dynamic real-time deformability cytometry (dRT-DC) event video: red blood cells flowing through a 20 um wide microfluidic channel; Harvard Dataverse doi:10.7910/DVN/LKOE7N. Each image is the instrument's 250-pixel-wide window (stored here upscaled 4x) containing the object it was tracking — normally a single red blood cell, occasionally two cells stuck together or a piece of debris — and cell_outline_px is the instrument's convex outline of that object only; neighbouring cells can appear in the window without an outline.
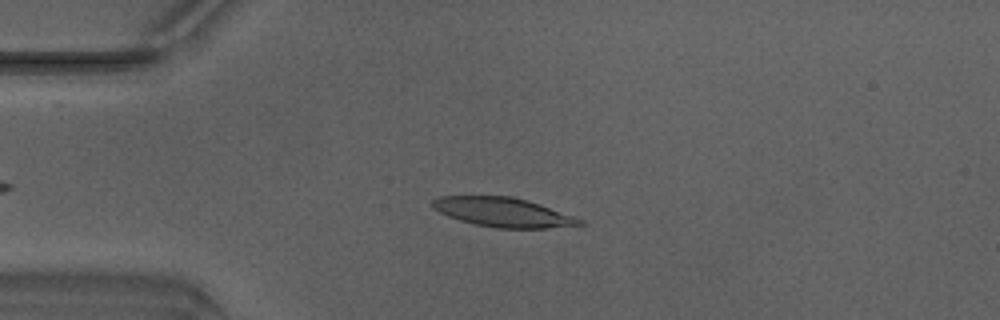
{"species": "Egyptian fruit bat (a non-hibernating species)", "species_latin": "Rousettus aegyptiacus", "temperature_condition": "warm", "stored_images_in_passage": 8, "camera_frame_rate_fps": 3000, "um_per_image_px": 0.085, "animal": {"sex": "male"}, "frame": {"image": 1, "passage_image": 1, "time_ms": 0.0, "image_size_px": [1000, 320], "cell_outline_px": [[584, 224], [544, 228], [496, 228], [476, 224], [460, 220], [448, 216], [432, 208], [432, 200], [440, 196], [512, 196], [528, 200], [584, 220]], "centroid_in_image_um": [42.73, 18.03], "position_along_channel_um": 42.3, "area_um2": 24.85}}
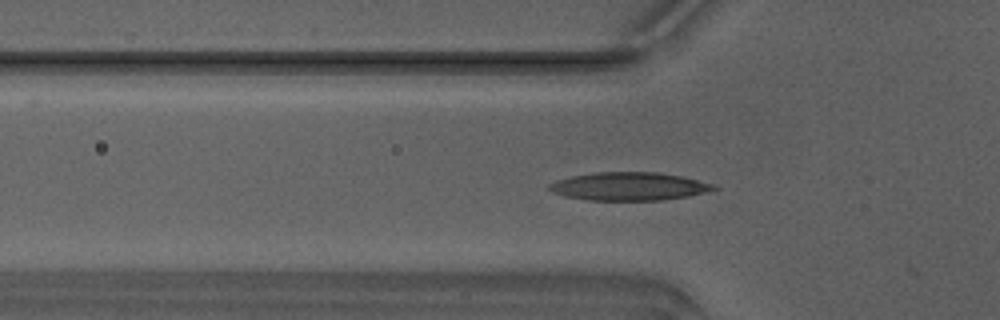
{"frame": {"image": 2, "passage_image": 5, "time_ms": 1.333, "image_size_px": [1000, 320], "cell_outline_px": [[720, 188], [688, 196], [664, 200], [588, 200], [564, 196], [552, 192], [548, 188], [548, 184], [556, 180], [572, 176], [596, 172], [656, 172], [680, 176], [716, 184]], "centroid_in_image_um": [53.46, 15.84], "position_along_channel_um": 72.3, "area_um2": 26.99}}